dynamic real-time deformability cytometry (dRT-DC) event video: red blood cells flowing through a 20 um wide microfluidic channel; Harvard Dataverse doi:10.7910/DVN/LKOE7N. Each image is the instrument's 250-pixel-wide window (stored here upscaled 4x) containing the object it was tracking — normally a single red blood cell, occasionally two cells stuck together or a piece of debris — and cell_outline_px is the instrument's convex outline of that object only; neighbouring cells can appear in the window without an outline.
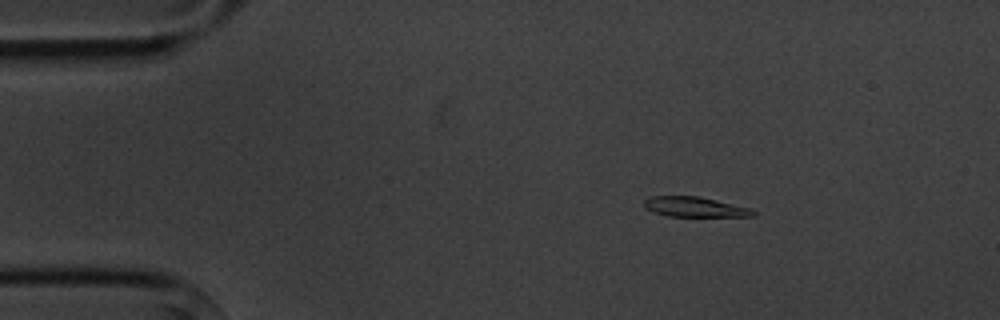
{"species": "common noctule bat (a hibernating species)", "species_latin": "Nyctalus noctula", "temperature_condition": "cold", "stored_images_in_passage": 3, "camera_frame_rate_fps": 3000, "um_per_image_px": 0.085, "animal": {"sex": "male", "body_mass_g": 20.1, "forearm_length_mm": 53.5}, "frame": {"image": 1, "passage_image": 1, "time_ms": 0.0, "image_size_px": [1000, 320], "cell_outline_px": [[756, 216], [668, 216], [652, 212], [644, 208], [644, 200], [652, 196], [696, 196], [716, 200], [752, 208], [756, 212]], "centroid_in_image_um": [59.05, 17.59], "position_along_channel_um": 26.0, "area_um2": 12.72}}